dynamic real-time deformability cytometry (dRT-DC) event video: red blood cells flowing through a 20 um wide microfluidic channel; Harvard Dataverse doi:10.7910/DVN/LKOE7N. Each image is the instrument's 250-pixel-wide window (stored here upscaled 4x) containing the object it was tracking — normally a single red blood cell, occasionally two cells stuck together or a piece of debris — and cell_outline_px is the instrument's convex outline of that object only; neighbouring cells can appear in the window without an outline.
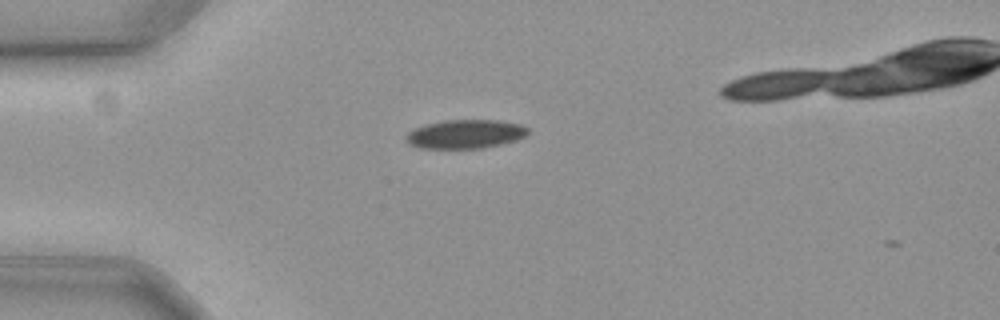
{"species": "common noctule bat (a hibernating species)", "species_latin": "Nyctalus noctula", "temperature_condition": "cold", "stored_images_in_passage": 3, "camera_frame_rate_fps": 3000, "um_per_image_px": 0.085, "animal": {"sex": "female", "body_mass_g": 19.3, "forearm_length_mm": 54.1}, "frame": {"image": 1, "passage_image": 2, "time_ms": 0.333, "image_size_px": [1000, 320], "cell_outline_px": [[528, 132], [524, 136], [516, 140], [484, 148], [420, 148], [408, 144], [408, 132], [424, 124], [444, 120], [500, 120], [520, 124], [528, 128]], "centroid_in_image_um": [39.57, 11.39], "position_along_channel_um": 45.4, "area_um2": 20.35}}